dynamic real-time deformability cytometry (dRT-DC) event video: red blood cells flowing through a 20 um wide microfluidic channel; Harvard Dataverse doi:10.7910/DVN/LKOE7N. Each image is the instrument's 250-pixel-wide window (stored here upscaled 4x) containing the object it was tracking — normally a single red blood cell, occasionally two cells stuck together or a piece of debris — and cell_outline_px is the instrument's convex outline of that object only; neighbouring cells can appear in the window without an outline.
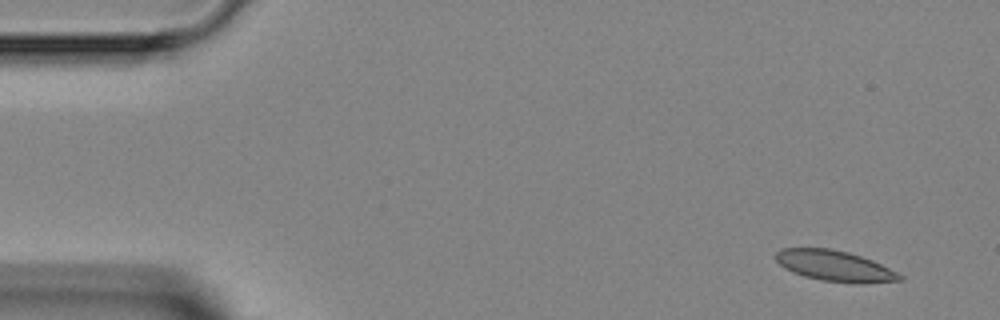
{"species": "Egyptian fruit bat (a non-hibernating species)", "species_latin": "Rousettus aegyptiacus", "temperature_condition": "room temperature", "stored_images_in_passage": 4, "camera_frame_rate_fps": 3000, "um_per_image_px": 0.085, "animal": {"sex": "female"}, "frame": {"image": 1, "passage_image": 1, "time_ms": 0.0, "image_size_px": [1000, 320], "cell_outline_px": [[904, 276], [900, 280], [860, 284], [820, 280], [804, 276], [792, 272], [784, 268], [776, 260], [776, 252], [780, 248], [832, 248], [848, 252], [872, 260]], "centroid_in_image_um": [70.92, 22.6], "position_along_channel_um": 14.1, "area_um2": 22.14}}